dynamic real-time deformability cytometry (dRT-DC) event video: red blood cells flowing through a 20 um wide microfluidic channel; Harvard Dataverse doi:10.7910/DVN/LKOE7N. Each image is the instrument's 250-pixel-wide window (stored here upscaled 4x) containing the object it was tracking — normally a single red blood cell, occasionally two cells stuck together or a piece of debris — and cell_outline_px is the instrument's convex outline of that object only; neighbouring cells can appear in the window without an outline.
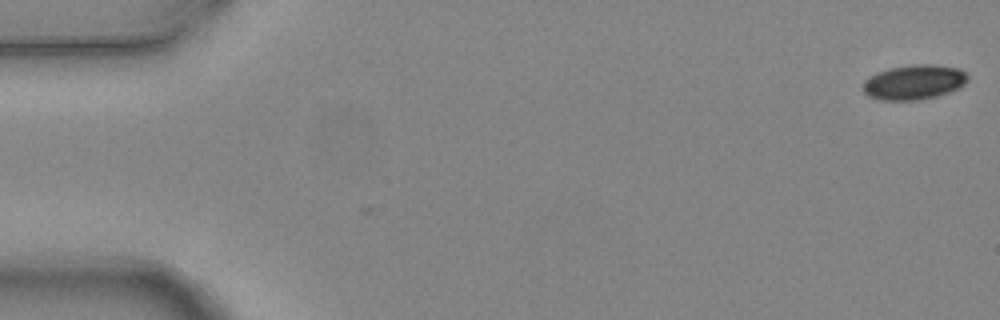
{"species": "common noctule bat (a hibernating species)", "species_latin": "Nyctalus noctula", "temperature_condition": "warm", "stored_images_in_passage": 6, "camera_frame_rate_fps": 3000, "um_per_image_px": 0.085, "animal": {"sex": "female", "body_mass_g": 24.6, "forearm_length_mm": 56.2}, "frame": {"image": 1, "passage_image": 1, "time_ms": 0.0, "image_size_px": [1000, 320], "cell_outline_px": [[968, 80], [960, 88], [936, 96], [920, 100], [880, 100], [868, 96], [864, 92], [864, 80], [888, 68], [912, 64], [932, 64], [960, 68], [968, 76]], "centroid_in_image_um": [77.72, 6.98], "position_along_channel_um": 7.3, "area_um2": 21.21}}
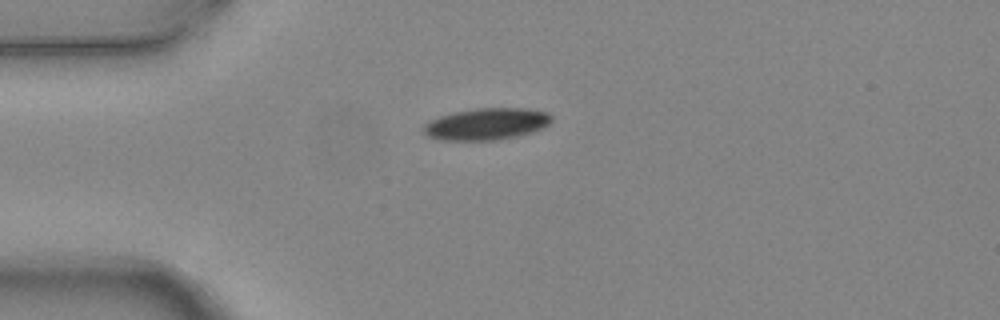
{"frame": {"image": 2, "passage_image": 4, "time_ms": 1.0, "image_size_px": [1000, 320], "cell_outline_px": [[552, 120], [544, 128], [520, 136], [500, 140], [440, 140], [428, 136], [424, 132], [424, 124], [428, 120], [452, 112], [476, 108], [524, 108], [548, 112], [552, 116]], "centroid_in_image_um": [41.37, 10.54], "position_along_channel_um": 43.6, "area_um2": 23.99}}
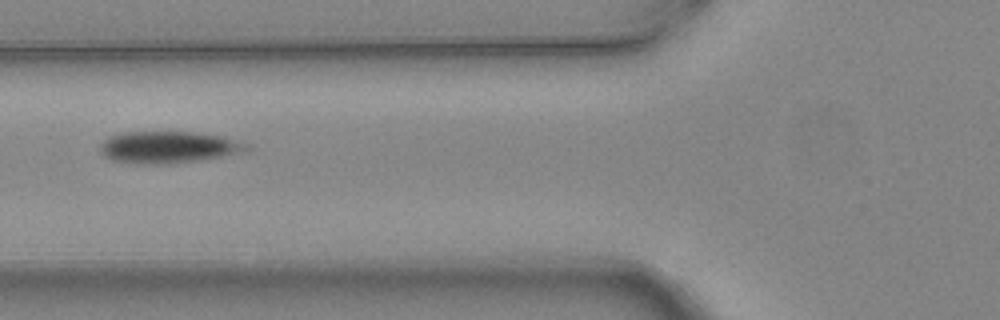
{"frame": {"image": 3, "passage_image": 6, "time_ms": 1.667, "image_size_px": [1000, 320], "cell_outline_px": [[252, 148], [220, 156], [200, 160], [172, 164], [136, 164], [112, 160], [104, 156], [100, 152], [100, 144], [108, 136], [124, 132], [192, 132], [224, 136], [252, 144]], "centroid_in_image_um": [14.29, 12.51], "position_along_channel_um": 111.5, "area_um2": 27.34}}